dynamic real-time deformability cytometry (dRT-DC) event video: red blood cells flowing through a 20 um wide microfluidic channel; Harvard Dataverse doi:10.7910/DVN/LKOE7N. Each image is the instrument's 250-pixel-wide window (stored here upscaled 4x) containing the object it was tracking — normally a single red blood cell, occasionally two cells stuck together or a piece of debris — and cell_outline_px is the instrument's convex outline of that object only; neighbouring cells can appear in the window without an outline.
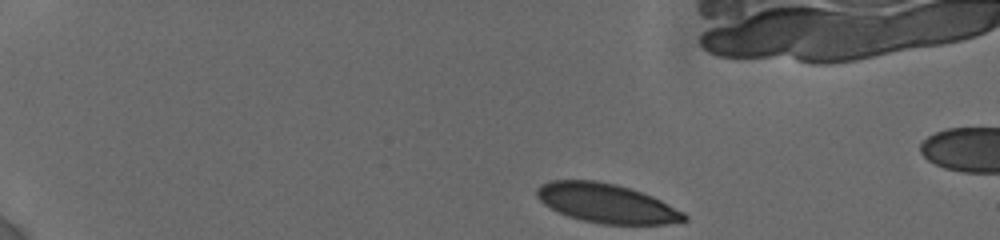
{"species": "human", "species_latin": "Homo sapiens", "temperature_condition": "cold", "stored_images_in_passage": 7, "camera_frame_rate_fps": 3000, "um_per_image_px": 0.085, "donor": {"sex": "female"}, "frame": {"image": 1, "passage_image": 1, "time_ms": 0.0, "image_size_px": [1000, 240], "cell_outline_px": [[688, 220], [664, 224], [604, 224], [580, 220], [568, 216], [544, 204], [536, 196], [536, 188], [540, 184], [552, 180], [596, 180], [616, 184], [652, 196], [684, 212], [688, 216]], "centroid_in_image_um": [51.54, 17.27], "position_along_channel_um": 33.5, "area_um2": 33.52}}